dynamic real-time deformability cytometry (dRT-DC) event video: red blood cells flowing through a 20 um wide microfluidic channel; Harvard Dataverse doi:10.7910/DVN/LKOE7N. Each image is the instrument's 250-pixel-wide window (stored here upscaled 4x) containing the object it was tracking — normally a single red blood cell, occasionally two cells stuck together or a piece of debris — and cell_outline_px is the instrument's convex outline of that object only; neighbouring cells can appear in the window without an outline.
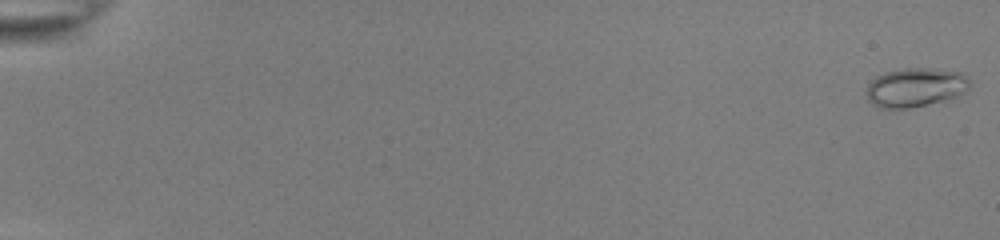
{"species": "common noctule bat (a hibernating species)", "species_latin": "Nyctalus noctula", "temperature_condition": "room temperature", "stored_images_in_passage": 54, "camera_frame_rate_fps": 3000, "um_per_image_px": 0.085, "animal": {"sex": "female", "body_mass_g": 22.0, "forearm_length_mm": 56.7}, "frame": {"image": 1, "passage_image": 1, "time_ms": 0.0, "image_size_px": [1000, 240], "cell_outline_px": [[968, 88], [964, 92], [956, 96], [944, 100], [908, 108], [880, 108], [872, 104], [868, 100], [868, 84], [876, 76], [884, 72], [904, 68], [928, 68], [960, 72], [968, 80]], "centroid_in_image_um": [77.77, 7.42], "position_along_channel_um": 7.2, "area_um2": 23.12}}
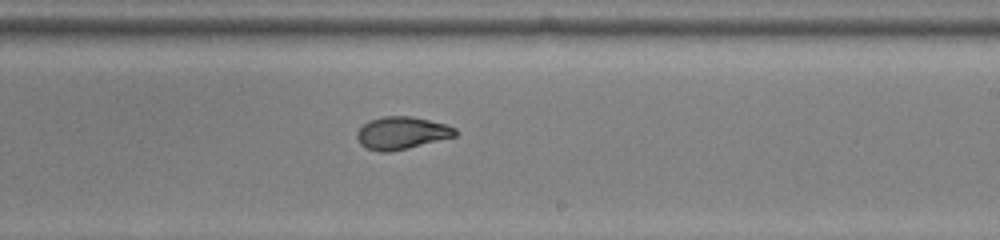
{"frame": {"image": 2, "passage_image": 35, "time_ms": 11.333, "image_size_px": [1000, 240], "cell_outline_px": [[456, 136], [408, 148], [388, 152], [380, 152], [368, 148], [360, 144], [356, 136], [356, 132], [364, 124], [372, 120], [384, 116], [412, 116], [444, 124], [456, 128]], "centroid_in_image_um": [34.13, 11.31], "position_along_channel_um": 254.9, "area_um2": 18.38}}
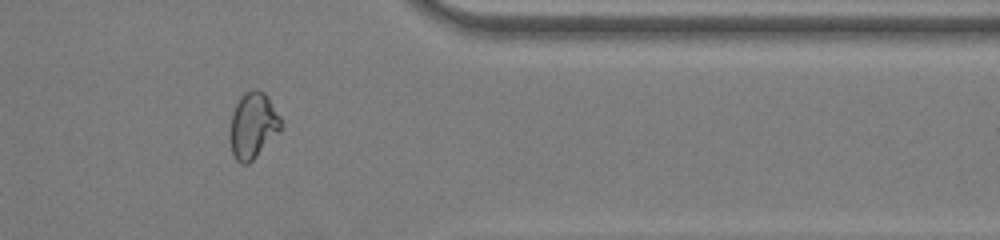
{"frame": {"image": 3, "passage_image": 46, "time_ms": 15.0, "image_size_px": [1000, 240], "cell_outline_px": [[280, 132], [248, 164], [240, 164], [236, 160], [232, 152], [232, 112], [240, 96], [244, 92], [252, 88], [256, 88], [264, 92], [280, 116]], "centroid_in_image_um": [21.52, 10.64], "position_along_channel_um": 389.9, "area_um2": 19.19}, "authors_computed_cell_mechanics": {"area_um2": 19.4208, "velocity_mm_per_s": 3.9014, "shape_relaxation_time_tau1_ms": null, "shape_relaxation_time_tau2_ms": 0.6487, "deformation_change_tau1": null, "deformation_change_tau2": 0.0511}}